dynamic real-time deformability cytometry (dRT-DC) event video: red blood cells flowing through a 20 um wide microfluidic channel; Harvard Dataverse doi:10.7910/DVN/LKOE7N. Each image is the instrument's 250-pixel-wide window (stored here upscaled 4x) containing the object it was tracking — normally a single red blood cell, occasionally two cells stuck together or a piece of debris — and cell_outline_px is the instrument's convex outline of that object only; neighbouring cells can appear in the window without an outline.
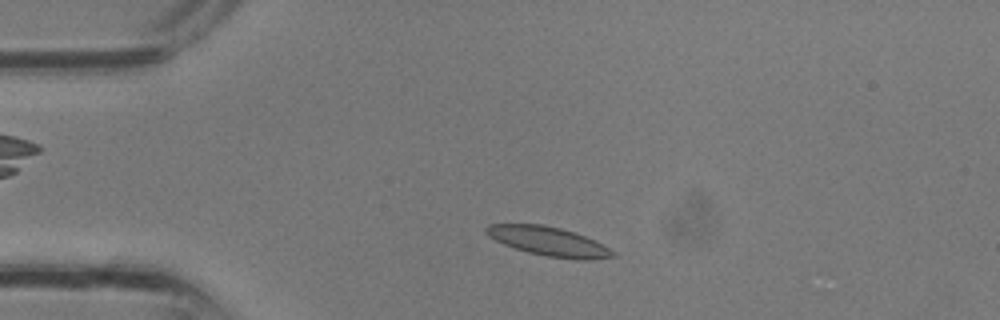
{"species": "common noctule bat (a hibernating species)", "species_latin": "Nyctalus noctula", "temperature_condition": "room temperature", "stored_images_in_passage": 30, "camera_frame_rate_fps": 3000, "um_per_image_px": 0.085, "animal": {"sex": "male", "body_mass_g": 13.3}, "frame": {"image": 1, "passage_image": 4, "time_ms": 1.0, "image_size_px": [1000, 320], "cell_outline_px": [[616, 256], [592, 260], [576, 260], [548, 256], [528, 252], [504, 244], [488, 236], [484, 232], [484, 228], [488, 224], [540, 224], [560, 228], [584, 236], [616, 252]], "centroid_in_image_um": [46.61, 20.52], "position_along_channel_um": 38.4, "area_um2": 21.21}}
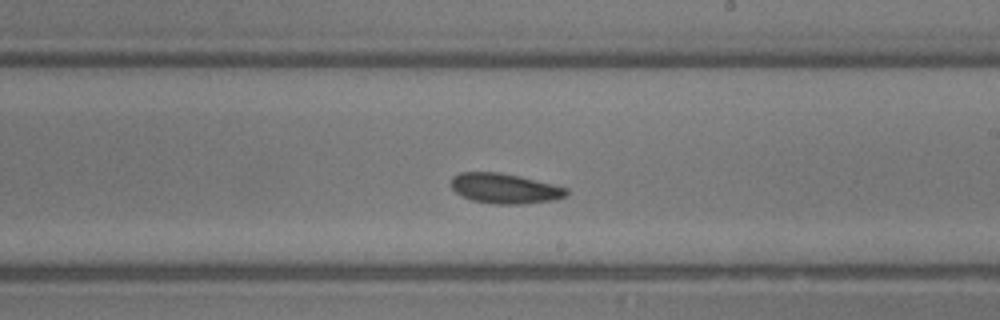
{"frame": {"image": 2, "passage_image": 16, "time_ms": 5.0, "image_size_px": [1000, 320], "cell_outline_px": [[568, 192], [564, 196], [552, 200], [524, 204], [492, 204], [472, 200], [460, 196], [452, 188], [452, 176], [460, 172], [500, 172], [520, 176], [568, 188]], "centroid_in_image_um": [42.87, 16.02], "position_along_channel_um": 246.1, "area_um2": 20.23}}
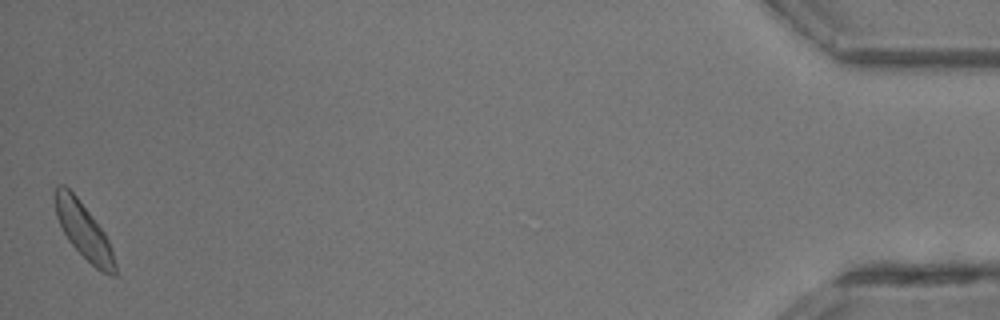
{"frame": {"image": 3, "passage_image": 30, "time_ms": 9.667, "image_size_px": [1000, 320], "cell_outline_px": [[116, 276], [112, 276], [100, 272], [68, 240], [56, 216], [56, 184], [64, 184], [76, 196], [104, 232], [108, 240], [116, 264]], "centroid_in_image_um": [7.13, 19.64], "position_along_channel_um": 428.1, "area_um2": 18.9}}